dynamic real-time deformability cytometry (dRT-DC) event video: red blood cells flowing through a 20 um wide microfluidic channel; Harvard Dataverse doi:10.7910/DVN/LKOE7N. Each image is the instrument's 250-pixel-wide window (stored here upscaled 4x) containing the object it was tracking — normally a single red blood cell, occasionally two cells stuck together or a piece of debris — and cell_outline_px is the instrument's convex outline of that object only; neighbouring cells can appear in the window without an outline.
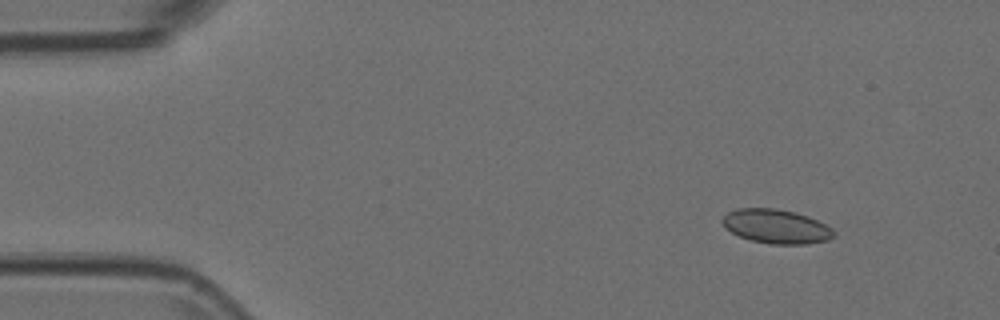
{"species": "Egyptian fruit bat (a non-hibernating species)", "species_latin": "Rousettus aegyptiacus", "temperature_condition": "room temperature", "stored_images_in_passage": 53, "camera_frame_rate_fps": 3000, "um_per_image_px": 0.085, "animal": {"sex": "female"}, "frame": {"image": 1, "passage_image": 5, "time_ms": 1.333, "image_size_px": [1000, 320], "cell_outline_px": [[836, 236], [828, 240], [808, 244], [768, 244], [752, 240], [740, 236], [724, 228], [720, 220], [728, 212], [736, 208], [776, 208], [796, 212], [808, 216], [832, 228], [836, 232]], "centroid_in_image_um": [65.98, 19.24], "position_along_channel_um": 19.0, "area_um2": 22.37}}
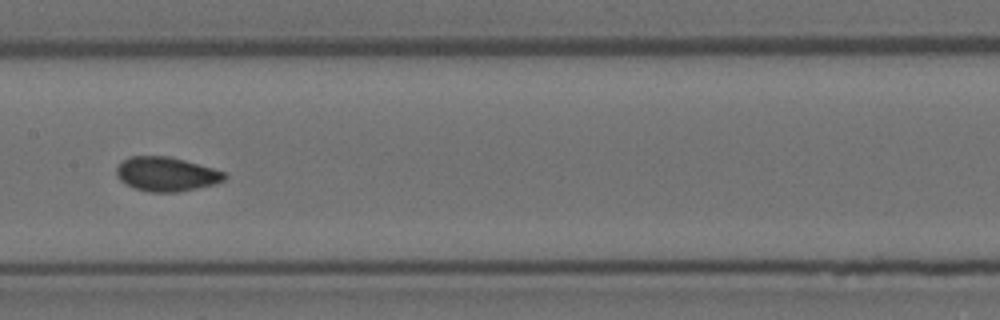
{"frame": {"image": 2, "passage_image": 26, "time_ms": 8.333, "image_size_px": [1000, 320], "cell_outline_px": [[228, 176], [224, 180], [216, 184], [180, 192], [148, 192], [136, 188], [120, 180], [116, 176], [116, 168], [128, 156], [164, 156], [184, 160], [212, 168], [224, 172]], "centroid_in_image_um": [14.15, 14.81], "position_along_channel_um": 193.2, "area_um2": 21.44}}
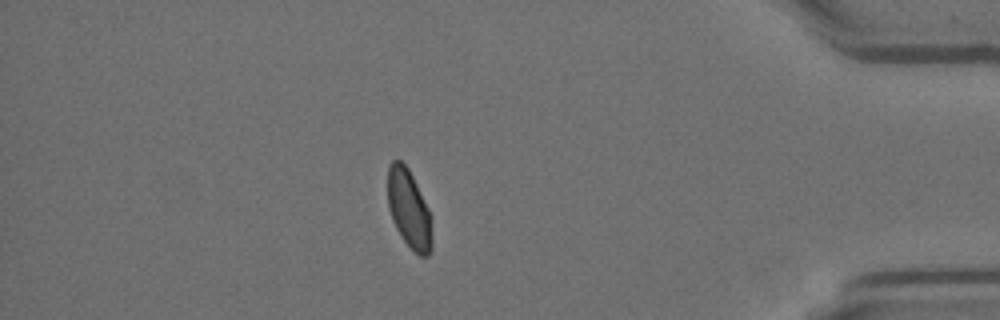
{"frame": {"image": 3, "passage_image": 46, "time_ms": 15.0, "image_size_px": [1000, 320], "cell_outline_px": [[432, 248], [428, 256], [420, 256], [404, 240], [396, 228], [392, 220], [388, 208], [388, 164], [392, 160], [400, 160], [408, 168], [432, 216]], "centroid_in_image_um": [34.77, 17.77], "position_along_channel_um": 400.4, "area_um2": 20.23}}